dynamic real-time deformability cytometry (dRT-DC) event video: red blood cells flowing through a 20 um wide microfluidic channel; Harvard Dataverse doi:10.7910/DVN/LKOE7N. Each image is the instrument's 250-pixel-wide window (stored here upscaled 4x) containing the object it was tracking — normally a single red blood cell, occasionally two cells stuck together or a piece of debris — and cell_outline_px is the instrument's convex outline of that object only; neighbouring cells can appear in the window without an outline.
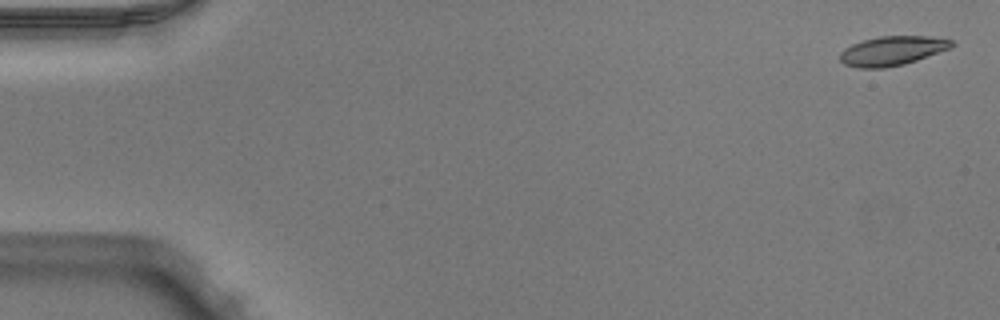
{"species": "Egyptian fruit bat (a non-hibernating species)", "species_latin": "Rousettus aegyptiacus", "temperature_condition": "warm", "stored_images_in_passage": 15, "camera_frame_rate_fps": 3000, "um_per_image_px": 0.085, "animal": {"sex": "male"}, "frame": {"image": 1, "passage_image": 2, "time_ms": 0.333, "image_size_px": [1000, 320], "cell_outline_px": [[956, 44], [952, 48], [904, 64], [884, 68], [856, 68], [844, 64], [840, 60], [840, 52], [844, 48], [852, 44], [864, 40], [880, 36], [928, 36], [952, 40]], "centroid_in_image_um": [75.84, 4.32], "position_along_channel_um": 9.2, "area_um2": 19.13}}
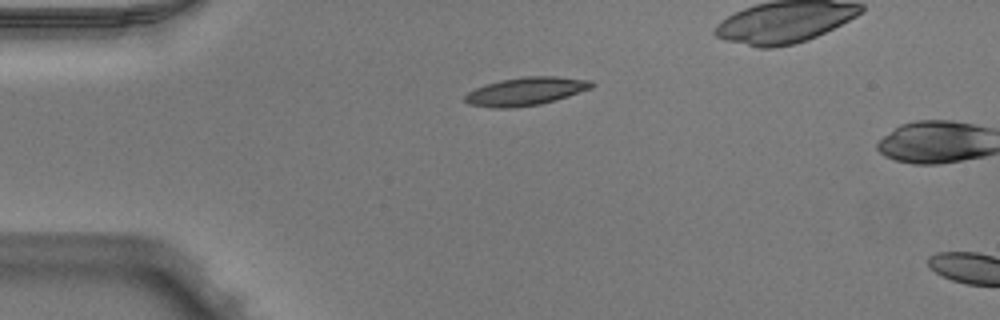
{"frame": {"image": 2, "passage_image": 13, "time_ms": 4.0, "image_size_px": [1000, 320], "cell_outline_px": [[596, 84], [592, 88], [556, 100], [540, 104], [512, 108], [496, 108], [468, 104], [464, 100], [464, 96], [468, 92], [484, 84], [500, 80], [524, 76], [556, 76], [592, 80]], "centroid_in_image_um": [44.71, 7.75], "position_along_channel_um": 40.3, "area_um2": 20.92}}